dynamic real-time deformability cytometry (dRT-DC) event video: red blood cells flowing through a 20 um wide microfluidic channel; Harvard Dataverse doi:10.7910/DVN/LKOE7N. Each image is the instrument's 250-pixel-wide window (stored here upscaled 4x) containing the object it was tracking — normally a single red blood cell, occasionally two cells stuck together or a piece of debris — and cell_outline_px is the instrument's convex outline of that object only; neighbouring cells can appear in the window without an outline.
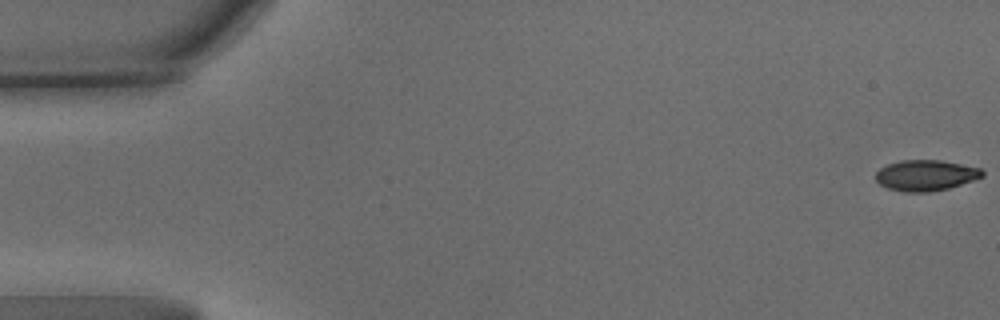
{"species": "common noctule bat (a hibernating species)", "species_latin": "Nyctalus noctula", "temperature_condition": "warm", "stored_images_in_passage": 63, "camera_frame_rate_fps": 3000, "um_per_image_px": 0.085, "animal": {"sex": "male", "body_mass_g": 15.6}, "frame": {"image": 1, "passage_image": 1, "time_ms": 0.0, "image_size_px": [1000, 320], "cell_outline_px": [[984, 176], [948, 188], [928, 192], [904, 192], [888, 188], [880, 184], [876, 180], [876, 172], [880, 168], [888, 164], [900, 160], [940, 160], [980, 168], [984, 172]], "centroid_in_image_um": [78.66, 14.9], "position_along_channel_um": 6.3, "area_um2": 18.96}}
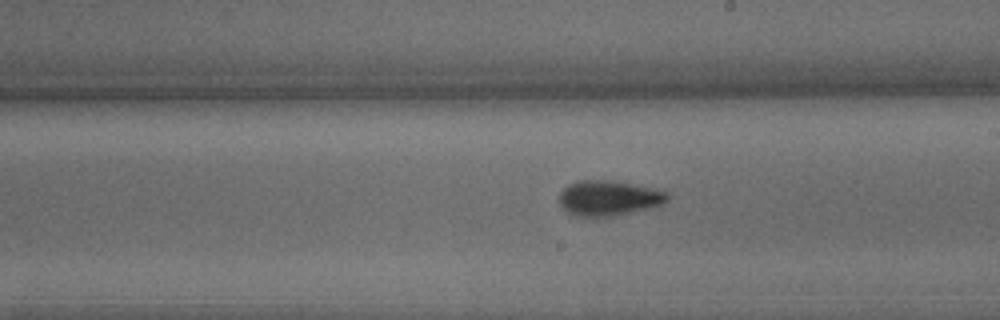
{"frame": {"image": 2, "passage_image": 36, "time_ms": 11.667, "image_size_px": [1000, 320], "cell_outline_px": [[668, 200], [664, 204], [616, 216], [576, 216], [568, 212], [560, 204], [560, 192], [568, 184], [576, 180], [608, 180], [668, 192]], "centroid_in_image_um": [51.71, 16.84], "position_along_channel_um": 237.3, "area_um2": 21.85}}
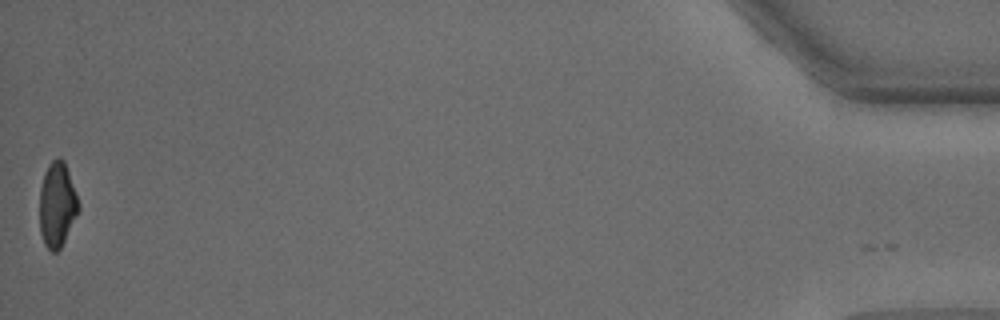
{"frame": {"image": 3, "passage_image": 63, "time_ms": 20.667, "image_size_px": [1000, 320], "cell_outline_px": [[80, 208], [60, 248], [56, 252], [52, 252], [44, 244], [40, 232], [40, 188], [44, 172], [48, 164], [52, 160], [60, 156], [64, 160], [76, 192], [80, 204]], "centroid_in_image_um": [4.85, 17.36], "position_along_channel_um": 430.3, "area_um2": 19.25}, "authors_computed_cell_mechanics": {"area_um2": 20.5768, "velocity_mm_per_s": 3.2255, "shape_relaxation_time_tau1_ms": 4.0393, "shape_relaxation_time_tau2_ms": 2.1444, "deformation_change_tau1": 0.1517, "deformation_change_tau2": 0.0747}}